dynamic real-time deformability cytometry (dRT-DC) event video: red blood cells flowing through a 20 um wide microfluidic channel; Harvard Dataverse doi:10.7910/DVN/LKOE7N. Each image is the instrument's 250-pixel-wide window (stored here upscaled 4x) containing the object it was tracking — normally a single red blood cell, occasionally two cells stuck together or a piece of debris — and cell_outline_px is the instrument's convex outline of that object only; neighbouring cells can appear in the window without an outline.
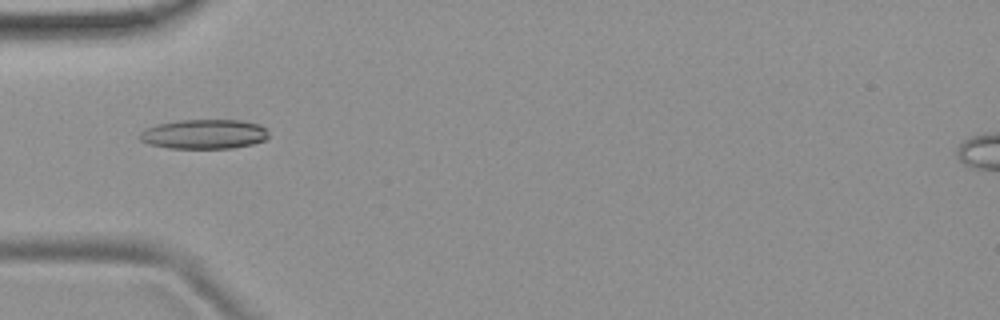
{"species": "common noctule bat (a hibernating species)", "species_latin": "Nyctalus noctula", "temperature_condition": "room temperature", "stored_images_in_passage": 52, "camera_frame_rate_fps": 3000, "um_per_image_px": 0.085, "animal": {"sex": "female", "body_mass_g": 19.9}, "frame": {"image": 1, "passage_image": 17, "time_ms": 5.333, "image_size_px": [1000, 320], "cell_outline_px": [[268, 136], [264, 140], [252, 144], [232, 148], [168, 148], [148, 144], [140, 140], [136, 136], [144, 128], [156, 124], [176, 120], [240, 120], [260, 124], [268, 128]], "centroid_in_image_um": [17.31, 11.39], "position_along_channel_um": 67.7, "area_um2": 22.54}}
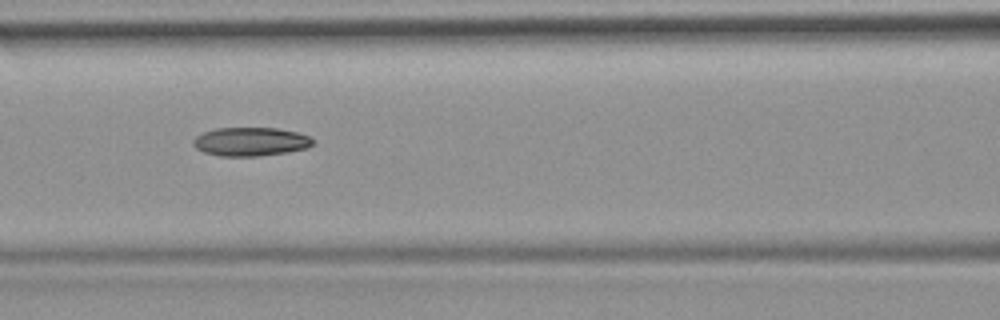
{"frame": {"image": 2, "passage_image": 23, "time_ms": 7.333, "image_size_px": [1000, 320], "cell_outline_px": [[312, 144], [308, 148], [288, 152], [260, 156], [220, 156], [204, 152], [196, 148], [192, 144], [192, 140], [196, 136], [204, 132], [216, 128], [276, 128], [296, 132], [308, 136], [312, 140]], "centroid_in_image_um": [21.27, 12.04], "position_along_channel_um": 145.3, "area_um2": 19.94}}
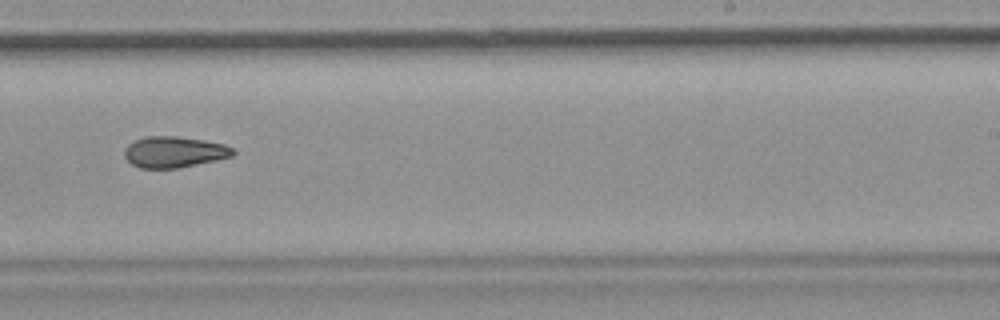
{"frame": {"image": 3, "passage_image": 33, "time_ms": 10.667, "image_size_px": [1000, 320], "cell_outline_px": [[236, 152], [232, 156], [216, 160], [180, 168], [140, 168], [132, 164], [124, 156], [124, 148], [128, 144], [144, 136], [176, 136], [204, 140], [224, 144], [232, 148]], "centroid_in_image_um": [14.79, 12.92], "position_along_channel_um": 274.2, "area_um2": 19.71}, "authors_computed_cell_mechanics": {"area_um2": 20.2011, "velocity_mm_per_s": 3.8879, "shape_relaxation_time_tau1_ms": null, "shape_relaxation_time_tau2_ms": 7.8776, "deformation_change_tau1": null, "deformation_change_tau2": 0.1574}}